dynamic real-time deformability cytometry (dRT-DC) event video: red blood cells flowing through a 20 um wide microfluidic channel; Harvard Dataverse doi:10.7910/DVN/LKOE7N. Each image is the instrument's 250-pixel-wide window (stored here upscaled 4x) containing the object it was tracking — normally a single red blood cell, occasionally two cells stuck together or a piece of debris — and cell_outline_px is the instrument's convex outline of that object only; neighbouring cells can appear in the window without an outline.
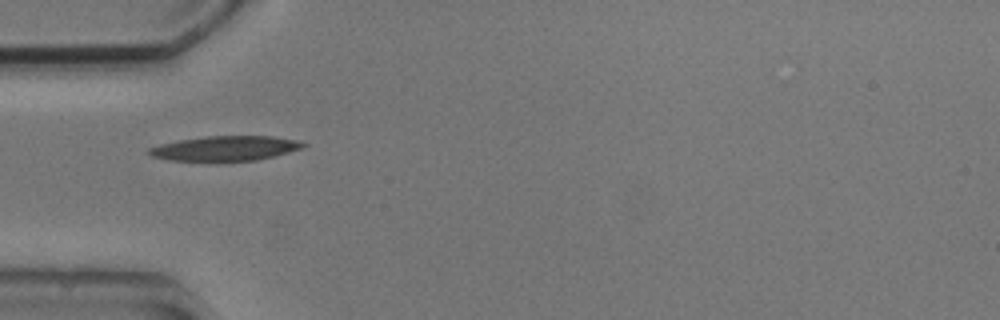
{"species": "common noctule bat (a hibernating species)", "species_latin": "Nyctalus noctula", "temperature_condition": "cold", "stored_images_in_passage": 2, "camera_frame_rate_fps": 3000, "um_per_image_px": 0.085, "animal": {"sex": "male", "body_mass_g": 20.5, "forearm_length_mm": 52.5}, "frame": {"image": 1, "passage_image": 1, "time_ms": 0.0, "image_size_px": [1000, 320], "cell_outline_px": [[308, 144], [304, 148], [256, 160], [168, 160], [152, 156], [148, 152], [148, 148], [160, 144], [180, 140], [208, 136], [272, 136], [300, 140]], "centroid_in_image_um": [19.2, 12.59], "position_along_channel_um": 65.8, "area_um2": 21.96}}